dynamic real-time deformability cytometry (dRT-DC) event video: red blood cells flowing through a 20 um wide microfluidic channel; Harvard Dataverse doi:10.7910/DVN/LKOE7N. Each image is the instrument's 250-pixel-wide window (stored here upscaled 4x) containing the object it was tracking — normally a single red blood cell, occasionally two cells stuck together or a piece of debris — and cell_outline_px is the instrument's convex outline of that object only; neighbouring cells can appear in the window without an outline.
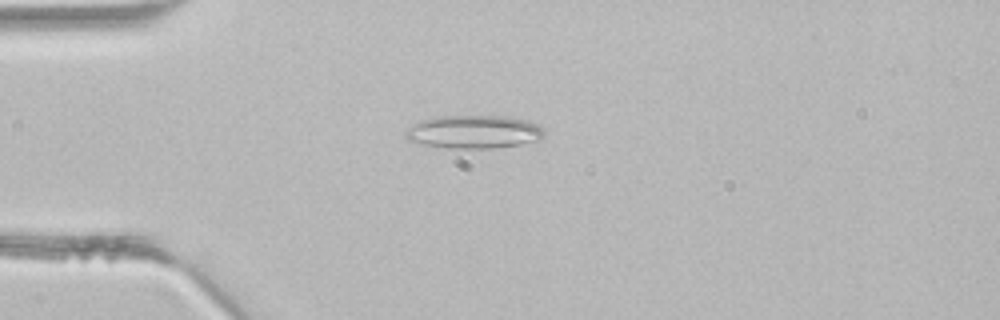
{"species": "common noctule bat (a hibernating species)", "species_latin": "Nyctalus noctula", "temperature_condition": "room temperature", "stored_images_in_passage": 37, "camera_frame_rate_fps": 3000, "um_per_image_px": 0.085, "animal": {"sex": "male", "body_mass_g": 21.5, "forearm_length_mm": 52.0}, "frame": {"image": 1, "passage_image": 5, "time_ms": 1.333, "image_size_px": [1000, 320], "cell_outline_px": [[544, 136], [540, 140], [520, 144], [496, 148], [448, 148], [424, 144], [408, 140], [404, 136], [404, 132], [408, 128], [420, 120], [436, 116], [504, 116], [528, 120], [540, 124], [544, 128]], "centroid_in_image_um": [40.31, 11.2], "position_along_channel_um": 44.7, "area_um2": 27.05}}
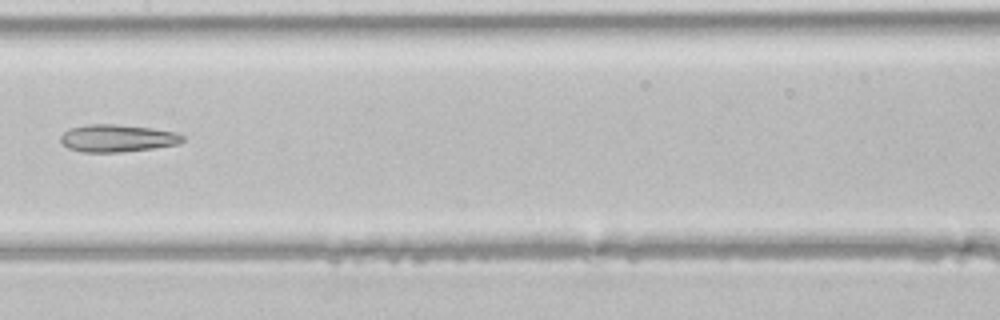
{"frame": {"image": 2, "passage_image": 16, "time_ms": 5.0, "image_size_px": [1000, 320], "cell_outline_px": [[184, 140], [180, 144], [152, 148], [120, 152], [84, 152], [68, 148], [60, 140], [60, 136], [68, 128], [88, 124], [116, 124], [152, 128], [176, 132], [184, 136]], "centroid_in_image_um": [9.98, 11.74], "position_along_channel_um": 197.4, "area_um2": 19.54}}
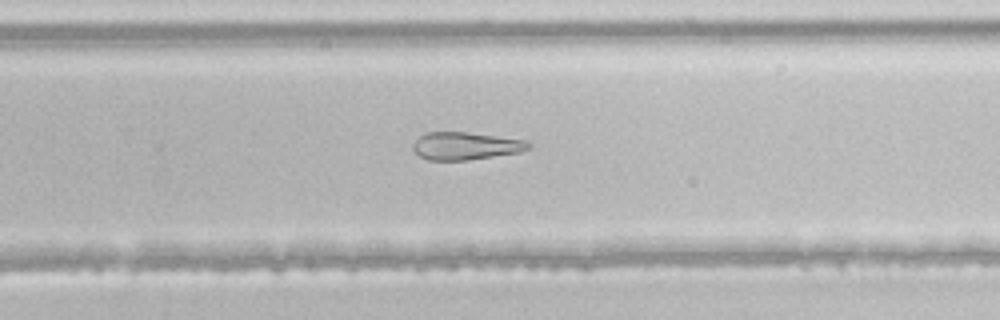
{"frame": {"image": 3, "passage_image": 22, "time_ms": 7.0, "image_size_px": [1000, 320], "cell_outline_px": [[532, 144], [528, 148], [520, 152], [464, 160], [428, 160], [420, 156], [412, 148], [412, 144], [420, 136], [428, 132], [468, 132], [524, 140]], "centroid_in_image_um": [39.55, 12.4], "position_along_channel_um": 290.3, "area_um2": 18.32}}